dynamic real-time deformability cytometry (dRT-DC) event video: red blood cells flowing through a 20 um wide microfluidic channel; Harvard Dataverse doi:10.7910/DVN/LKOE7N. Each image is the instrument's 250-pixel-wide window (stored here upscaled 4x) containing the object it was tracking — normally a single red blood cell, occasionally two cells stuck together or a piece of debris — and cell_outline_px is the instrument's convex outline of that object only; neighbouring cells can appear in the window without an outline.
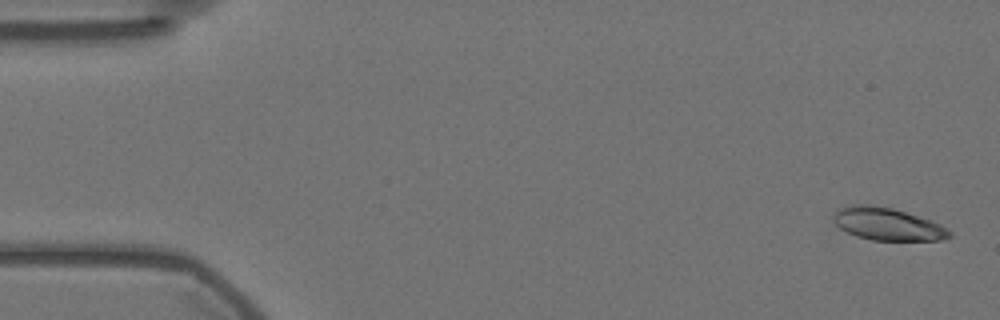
{"species": "Egyptian fruit bat (a non-hibernating species)", "species_latin": "Rousettus aegyptiacus", "temperature_condition": "warm", "stored_images_in_passage": 57, "camera_frame_rate_fps": 3000, "um_per_image_px": 0.085, "animal": {"sex": "female"}, "frame": {"image": 1, "passage_image": 2, "time_ms": 0.333, "image_size_px": [1000, 320], "cell_outline_px": [[952, 236], [944, 240], [872, 240], [856, 236], [840, 228], [832, 220], [832, 216], [840, 208], [852, 204], [872, 204], [892, 208], [932, 220], [940, 224], [952, 232]], "centroid_in_image_um": [75.44, 19.04], "position_along_channel_um": 9.6, "area_um2": 22.08}}
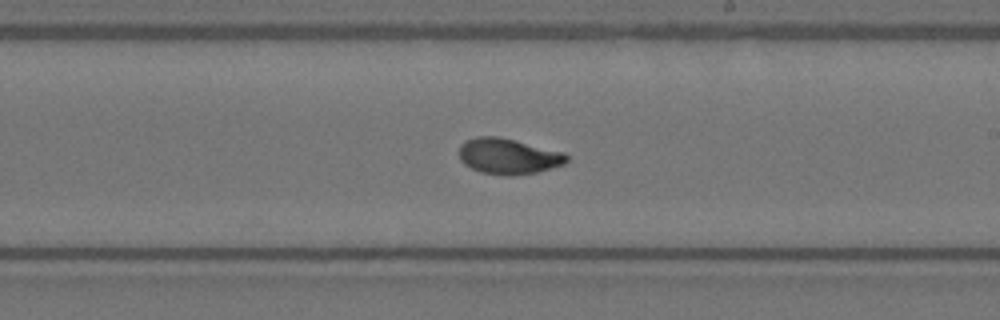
{"frame": {"image": 2, "passage_image": 33, "time_ms": 10.667, "image_size_px": [1000, 320], "cell_outline_px": [[568, 160], [564, 164], [536, 172], [512, 176], [508, 176], [480, 172], [464, 164], [460, 160], [460, 144], [464, 140], [476, 136], [500, 136], [564, 152], [568, 156]], "centroid_in_image_um": [43.19, 13.27], "position_along_channel_um": 245.8, "area_um2": 22.54}}
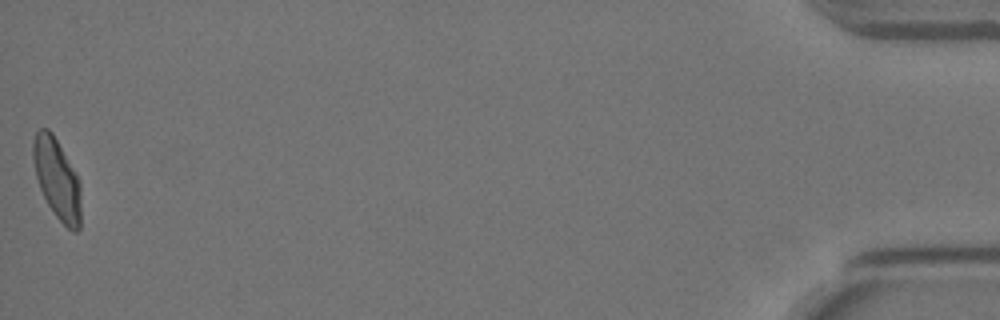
{"frame": {"image": 3, "passage_image": 57, "time_ms": 18.667, "image_size_px": [1000, 320], "cell_outline_px": [[80, 228], [76, 232], [72, 232], [56, 216], [48, 204], [40, 188], [36, 176], [32, 156], [32, 140], [36, 132], [40, 128], [48, 128], [52, 132], [80, 180]], "centroid_in_image_um": [4.84, 15.19], "position_along_channel_um": 430.4, "area_um2": 22.37}, "authors_computed_cell_mechanics": {"area_um2": 22.0218, "velocity_mm_per_s": 3.5508, "shape_relaxation_time_tau1_ms": 5.5389, "shape_relaxation_time_tau2_ms": 1.0856, "deformation_change_tau1": 0.2062, "deformation_change_tau2": 0.048}}